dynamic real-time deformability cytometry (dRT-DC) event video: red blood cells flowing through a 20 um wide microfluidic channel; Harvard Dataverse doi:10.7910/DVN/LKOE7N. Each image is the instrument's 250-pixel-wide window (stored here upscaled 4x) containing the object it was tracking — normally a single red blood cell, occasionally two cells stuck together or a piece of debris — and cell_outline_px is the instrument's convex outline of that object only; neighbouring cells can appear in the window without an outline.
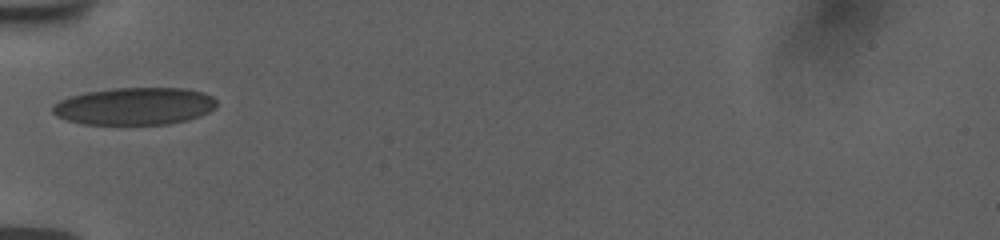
{"species": "human", "species_latin": "Homo sapiens", "temperature_condition": "room temperature", "stored_images_in_passage": 36, "camera_frame_rate_fps": 3000, "um_per_image_px": 0.085, "donor": {"sex": "female"}, "frame": {"image": 1, "passage_image": 1, "time_ms": 0.0, "image_size_px": [1000, 240], "cell_outline_px": [[216, 108], [200, 116], [168, 124], [80, 124], [56, 116], [52, 112], [52, 108], [60, 100], [68, 96], [84, 92], [112, 88], [188, 88], [204, 92], [212, 96], [216, 100]], "centroid_in_image_um": [11.44, 9.01], "position_along_channel_um": 73.6, "area_um2": 35.89}}
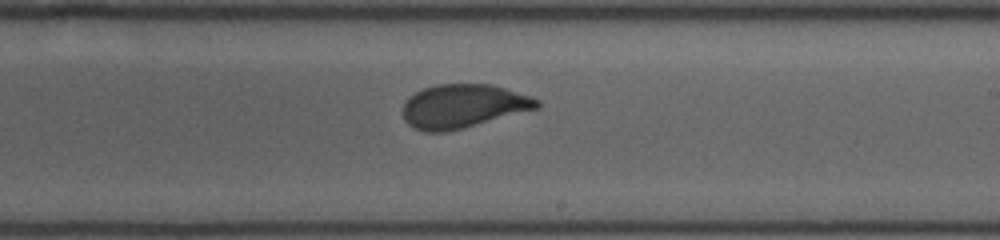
{"frame": {"image": 2, "passage_image": 15, "time_ms": 4.667, "image_size_px": [1000, 240], "cell_outline_px": [[540, 108], [464, 128], [444, 132], [424, 132], [412, 128], [404, 120], [404, 104], [416, 92], [424, 88], [436, 84], [492, 84], [532, 96], [540, 100]], "centroid_in_image_um": [39.41, 9.03], "position_along_channel_um": 249.6, "area_um2": 34.28}}
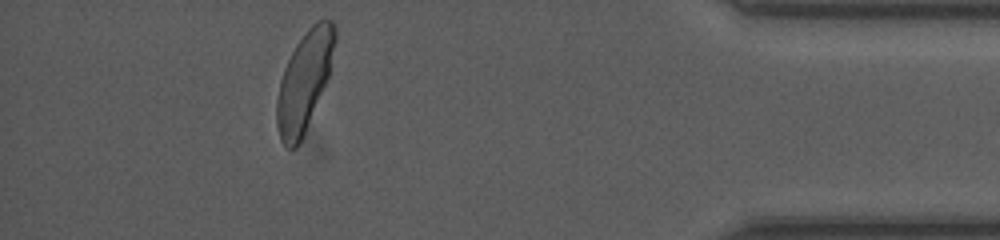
{"frame": {"image": 3, "passage_image": 31, "time_ms": 10.0, "image_size_px": [1000, 240], "cell_outline_px": [[336, 40], [328, 76], [304, 132], [296, 148], [288, 148], [280, 140], [276, 124], [276, 100], [280, 80], [284, 68], [296, 44], [308, 28], [316, 20], [324, 16], [332, 20], [336, 28]], "centroid_in_image_um": [25.86, 6.83], "position_along_channel_um": 409.3, "area_um2": 33.29}, "authors_computed_cell_mechanics": {"area_um2": 33.9575, "velocity_mm_per_s": 3.7796, "shape_relaxation_time_tau1_ms": 4.1279, "shape_relaxation_time_tau2_ms": null, "deformation_change_tau1": 0.1379, "deformation_change_tau2": null}}